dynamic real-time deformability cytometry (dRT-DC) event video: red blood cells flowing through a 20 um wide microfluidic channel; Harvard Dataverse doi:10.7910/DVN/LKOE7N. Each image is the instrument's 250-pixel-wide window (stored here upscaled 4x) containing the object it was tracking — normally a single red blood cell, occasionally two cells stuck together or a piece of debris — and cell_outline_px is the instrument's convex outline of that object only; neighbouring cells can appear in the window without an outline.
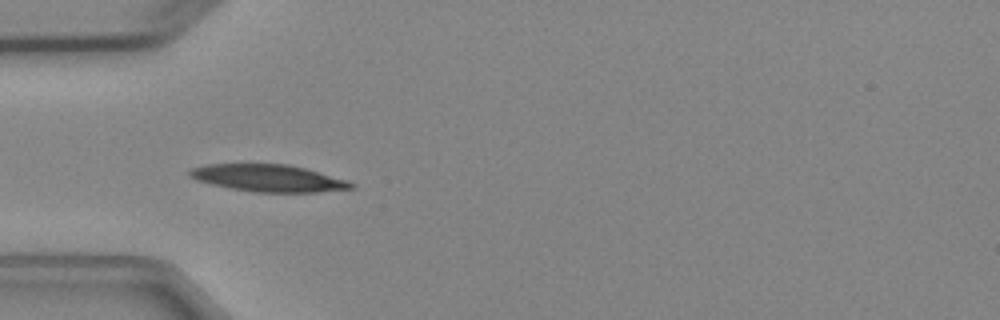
{"species": "Egyptian fruit bat (a non-hibernating species)", "species_latin": "Rousettus aegyptiacus", "temperature_condition": "cold", "stored_images_in_passage": 5, "camera_frame_rate_fps": 3000, "um_per_image_px": 0.085, "animal": {"sex": "female"}, "frame": {"image": 1, "passage_image": 4, "time_ms": 3.667, "image_size_px": [1000, 320], "cell_outline_px": [[356, 188], [316, 192], [252, 192], [212, 184], [196, 180], [188, 176], [188, 172], [192, 168], [204, 164], [288, 164], [304, 168], [348, 180], [356, 184]], "centroid_in_image_um": [22.82, 15.14], "position_along_channel_um": 62.2, "area_um2": 25.49}}